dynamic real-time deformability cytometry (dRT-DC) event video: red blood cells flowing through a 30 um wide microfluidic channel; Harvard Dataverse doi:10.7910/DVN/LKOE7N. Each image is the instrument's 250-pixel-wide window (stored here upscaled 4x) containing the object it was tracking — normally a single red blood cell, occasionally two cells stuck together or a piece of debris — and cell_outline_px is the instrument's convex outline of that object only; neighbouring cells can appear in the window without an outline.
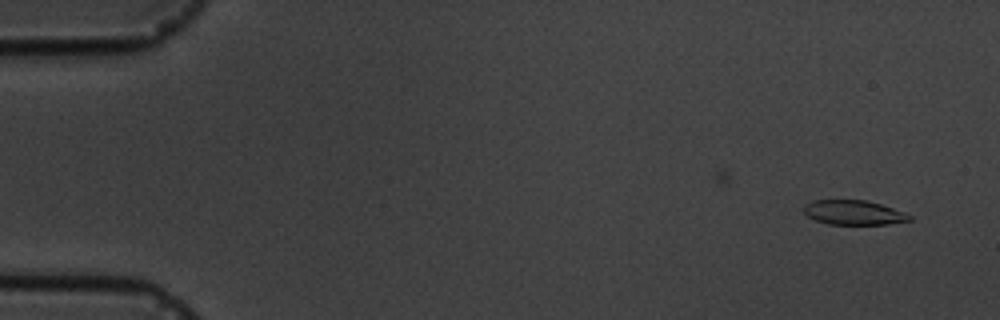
{"species": "common noctule bat (a hibernating species)", "species_latin": "Nyctalus noctula", "temperature_condition": "cold", "stored_images_in_passage": 4, "camera_frame_rate_fps": 3000, "um_per_image_px": 0.085, "animal": {"sex": "male", "body_mass_g": 19.5, "forearm_length_mm": 54.6}, "frame": {"image": 1, "passage_image": 1, "time_ms": 0.0, "image_size_px": [1000, 320], "cell_outline_px": [[912, 220], [888, 224], [828, 224], [816, 220], [808, 216], [804, 212], [804, 204], [812, 200], [864, 200], [880, 204], [892, 208], [912, 216]], "centroid_in_image_um": [72.54, 18.06], "position_along_channel_um": 12.5, "area_um2": 14.97}}